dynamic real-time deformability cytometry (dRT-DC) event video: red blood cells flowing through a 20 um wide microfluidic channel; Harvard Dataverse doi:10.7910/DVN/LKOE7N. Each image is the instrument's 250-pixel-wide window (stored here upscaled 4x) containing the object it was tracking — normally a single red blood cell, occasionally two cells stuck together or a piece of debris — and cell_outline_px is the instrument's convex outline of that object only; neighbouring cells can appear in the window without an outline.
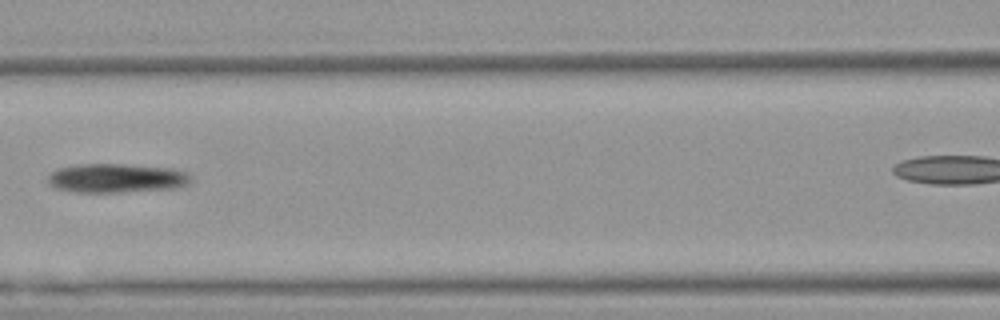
{"species": "Egyptian fruit bat (a non-hibernating species)", "species_latin": "Rousettus aegyptiacus", "temperature_condition": "warm", "stored_images_in_passage": 8, "camera_frame_rate_fps": 3000, "um_per_image_px": 0.085, "animal": {"sex": "female"}, "frame": {"image": 1, "passage_image": 5, "time_ms": 1.333, "image_size_px": [1000, 320], "cell_outline_px": [[192, 180], [188, 184], [176, 188], [120, 192], [76, 192], [56, 188], [48, 184], [48, 176], [56, 168], [80, 164], [124, 164], [172, 168], [188, 172], [192, 176]], "centroid_in_image_um": [9.92, 15.14], "position_along_channel_um": 156.7, "area_um2": 24.39}}
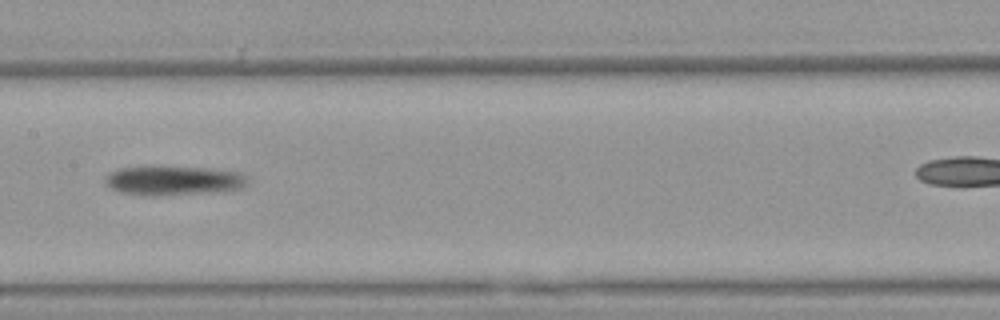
{"frame": {"image": 2, "passage_image": 6, "time_ms": 1.667, "image_size_px": [1000, 320], "cell_outline_px": [[248, 184], [240, 188], [220, 192], [156, 196], [144, 196], [120, 192], [108, 188], [104, 184], [104, 176], [108, 172], [120, 168], [152, 164], [212, 168], [244, 172], [248, 176]], "centroid_in_image_um": [14.72, 15.31], "position_along_channel_um": 192.7, "area_um2": 25.95}}
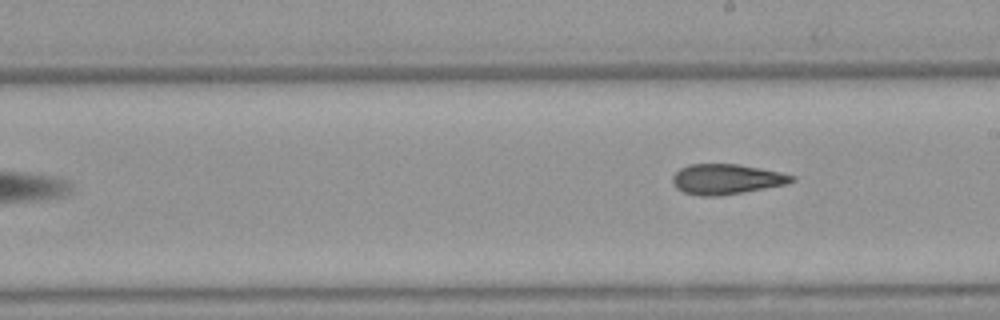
{"frame": {"image": 3, "passage_image": 8, "time_ms": 2.333, "image_size_px": [1000, 320], "cell_outline_px": [[796, 180], [788, 184], [720, 196], [700, 196], [684, 192], [676, 188], [672, 180], [672, 176], [680, 168], [688, 164], [740, 164], [780, 172], [796, 176]], "centroid_in_image_um": [61.76, 15.22], "position_along_channel_um": 227.2, "area_um2": 21.1}}